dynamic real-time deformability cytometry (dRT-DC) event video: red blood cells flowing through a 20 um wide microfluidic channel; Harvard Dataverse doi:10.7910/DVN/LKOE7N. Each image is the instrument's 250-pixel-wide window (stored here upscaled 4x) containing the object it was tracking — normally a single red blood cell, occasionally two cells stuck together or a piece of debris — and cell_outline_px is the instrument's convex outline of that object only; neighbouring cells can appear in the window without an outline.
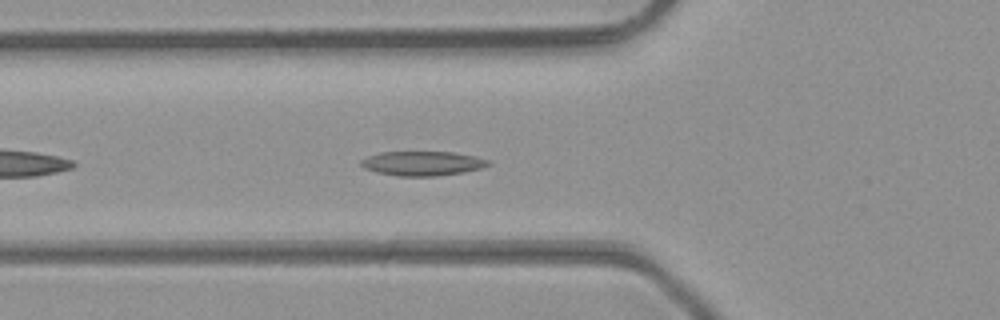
{"species": "common noctule bat (a hibernating species)", "species_latin": "Nyctalus noctula", "temperature_condition": "room temperature", "stored_images_in_passage": 20, "camera_frame_rate_fps": 3000, "um_per_image_px": 0.085, "animal": {"sex": "male", "body_mass_g": 23.1, "forearm_length_mm": 52.7}, "frame": {"image": 1, "passage_image": 5, "time_ms": 1.333, "image_size_px": [1000, 320], "cell_outline_px": [[492, 164], [484, 168], [464, 172], [436, 176], [396, 176], [376, 172], [364, 168], [360, 164], [360, 160], [368, 156], [380, 152], [452, 152], [476, 156], [488, 160]], "centroid_in_image_um": [35.93, 13.89], "position_along_channel_um": 89.9, "area_um2": 18.26}}
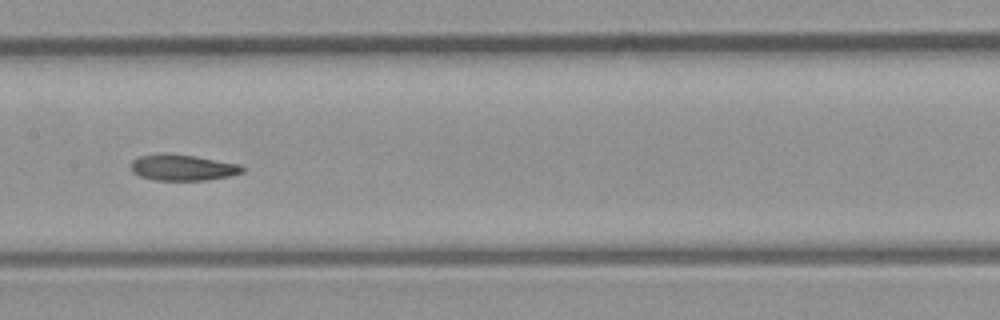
{"frame": {"image": 2, "passage_image": 12, "time_ms": 3.667, "image_size_px": [1000, 320], "cell_outline_px": [[244, 172], [228, 176], [208, 180], [156, 180], [140, 176], [132, 172], [132, 160], [140, 156], [160, 152], [164, 152], [192, 156], [240, 164], [244, 168]], "centroid_in_image_um": [15.51, 14.23], "position_along_channel_um": 191.9, "area_um2": 16.88}}
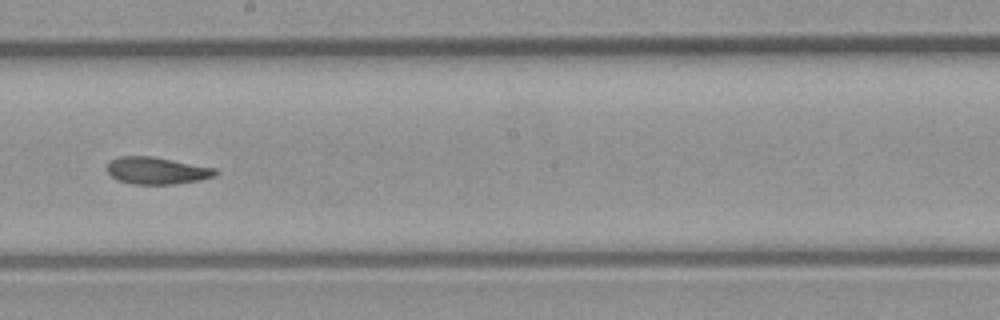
{"frame": {"image": 3, "passage_image": 15, "time_ms": 4.667, "image_size_px": [1000, 320], "cell_outline_px": [[220, 172], [216, 176], [200, 180], [176, 184], [132, 184], [116, 180], [108, 172], [108, 164], [112, 160], [120, 156], [152, 156], [216, 168]], "centroid_in_image_um": [13.37, 14.51], "position_along_channel_um": 234.8, "area_um2": 17.17}}